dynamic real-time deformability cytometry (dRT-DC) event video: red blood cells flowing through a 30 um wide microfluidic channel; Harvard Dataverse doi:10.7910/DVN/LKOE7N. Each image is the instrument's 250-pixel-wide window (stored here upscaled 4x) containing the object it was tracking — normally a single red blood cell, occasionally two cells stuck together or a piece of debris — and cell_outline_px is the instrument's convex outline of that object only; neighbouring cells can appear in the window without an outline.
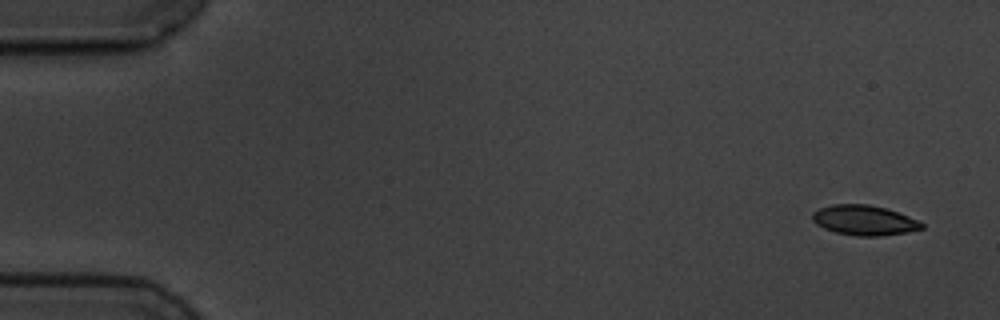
{"species": "common noctule bat (a hibernating species)", "species_latin": "Nyctalus noctula", "temperature_condition": "cold", "stored_images_in_passage": 5, "camera_frame_rate_fps": 3000, "um_per_image_px": 0.085, "animal": {"sex": "male", "body_mass_g": 19.5, "forearm_length_mm": 54.6}, "frame": {"image": 1, "passage_image": 1, "time_ms": 0.0, "image_size_px": [1000, 320], "cell_outline_px": [[924, 228], [908, 232], [880, 236], [856, 236], [836, 232], [824, 228], [816, 224], [812, 220], [812, 212], [820, 208], [832, 204], [868, 204], [884, 208], [908, 216], [924, 224]], "centroid_in_image_um": [73.43, 18.72], "position_along_channel_um": 11.6, "area_um2": 19.02}}
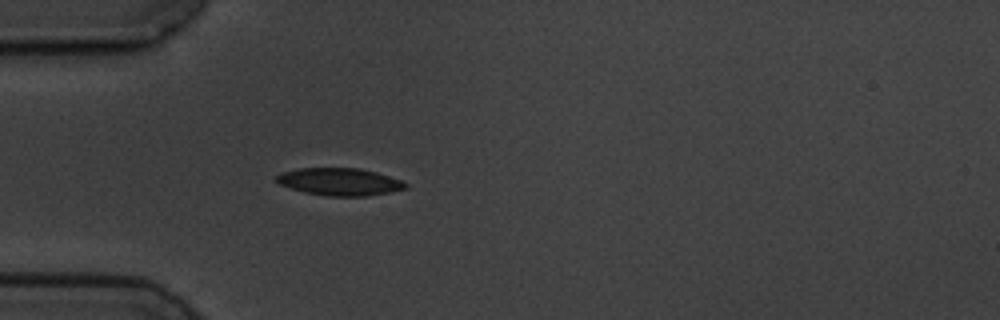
{"frame": {"image": 2, "passage_image": 5, "time_ms": 4.667, "image_size_px": [1000, 320], "cell_outline_px": [[408, 188], [368, 196], [328, 196], [304, 192], [280, 184], [276, 180], [276, 176], [280, 172], [300, 168], [360, 168], [376, 172], [400, 180], [408, 184]], "centroid_in_image_um": [28.87, 15.44], "position_along_channel_um": 56.1, "area_um2": 20.52}}